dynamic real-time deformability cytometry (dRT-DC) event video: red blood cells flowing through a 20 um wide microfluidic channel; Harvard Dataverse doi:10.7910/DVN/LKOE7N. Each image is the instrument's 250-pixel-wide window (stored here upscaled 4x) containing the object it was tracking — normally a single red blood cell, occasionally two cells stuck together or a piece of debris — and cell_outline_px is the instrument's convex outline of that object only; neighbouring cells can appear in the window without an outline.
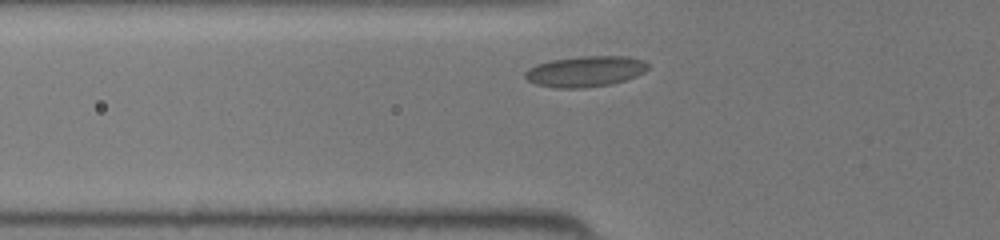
{"species": "common noctule bat (a hibernating species)", "species_latin": "Nyctalus noctula", "temperature_condition": "room temperature", "stored_images_in_passage": 26, "camera_frame_rate_fps": 3000, "um_per_image_px": 0.085, "animal": {"sex": "female", "body_mass_g": 19.5, "forearm_length_mm": 54.1}, "frame": {"image": 1, "passage_image": 3, "time_ms": 0.667, "image_size_px": [1000, 240], "cell_outline_px": [[648, 68], [644, 72], [636, 76], [624, 80], [608, 84], [584, 88], [556, 88], [536, 84], [528, 80], [524, 76], [524, 72], [528, 68], [536, 64], [552, 60], [580, 56], [628, 56], [644, 60], [648, 64]], "centroid_in_image_um": [49.74, 6.06], "position_along_channel_um": 76.1, "area_um2": 22.02}}
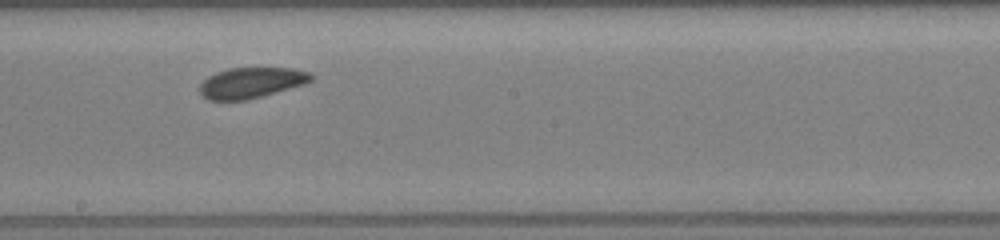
{"frame": {"image": 2, "passage_image": 13, "time_ms": 4.0, "image_size_px": [1000, 240], "cell_outline_px": [[316, 76], [312, 80], [304, 84], [248, 100], [208, 100], [200, 92], [200, 84], [208, 76], [216, 72], [228, 68], [292, 68], [308, 72]], "centroid_in_image_um": [21.36, 7.03], "position_along_channel_um": 226.8, "area_um2": 19.88}}
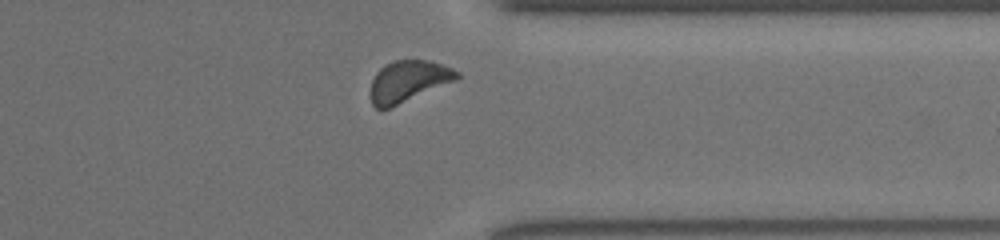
{"frame": {"image": 3, "passage_image": 23, "time_ms": 7.333, "image_size_px": [1000, 240], "cell_outline_px": [[460, 80], [380, 112], [372, 104], [372, 80], [376, 72], [384, 64], [392, 60], [432, 60], [452, 68], [460, 72]], "centroid_in_image_um": [34.76, 6.91], "position_along_channel_um": 376.6, "area_um2": 21.39}}